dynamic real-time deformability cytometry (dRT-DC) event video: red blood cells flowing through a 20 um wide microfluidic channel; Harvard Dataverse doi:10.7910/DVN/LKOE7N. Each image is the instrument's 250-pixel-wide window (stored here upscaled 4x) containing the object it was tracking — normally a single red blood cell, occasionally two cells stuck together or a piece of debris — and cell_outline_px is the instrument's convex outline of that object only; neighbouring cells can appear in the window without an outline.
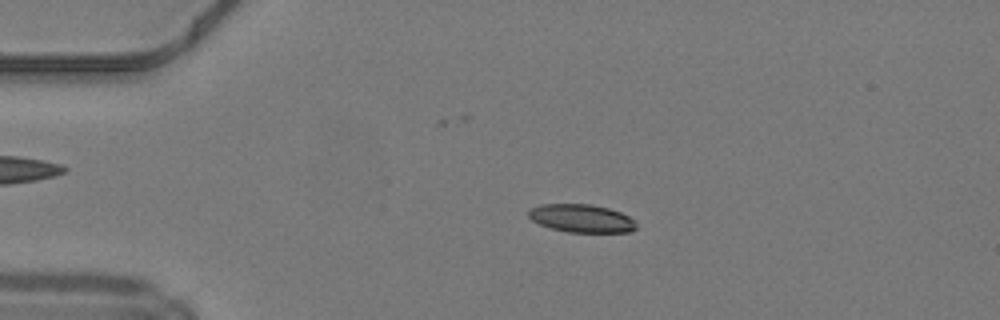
{"species": "common noctule bat (a hibernating species)", "species_latin": "Nyctalus noctula", "temperature_condition": "warm", "stored_images_in_passage": 49, "camera_frame_rate_fps": 3000, "um_per_image_px": 0.085, "animal": {"sex": "male", "body_mass_g": 19.2, "forearm_length_mm": 51.8}, "frame": {"image": 1, "passage_image": 11, "time_ms": 3.333, "image_size_px": [1000, 320], "cell_outline_px": [[636, 228], [632, 232], [568, 232], [552, 228], [540, 224], [532, 220], [528, 216], [528, 212], [532, 208], [540, 204], [592, 204], [608, 208], [620, 212], [628, 216], [636, 224]], "centroid_in_image_um": [49.43, 18.56], "position_along_channel_um": 35.6, "area_um2": 17.51}}
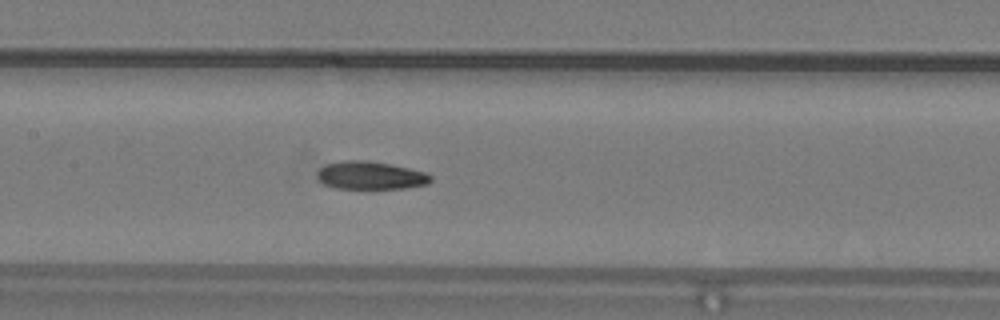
{"frame": {"image": 2, "passage_image": 24, "time_ms": 7.667, "image_size_px": [1000, 320], "cell_outline_px": [[432, 180], [428, 184], [404, 188], [336, 188], [324, 184], [316, 176], [316, 172], [320, 168], [328, 164], [344, 160], [368, 160], [408, 168], [424, 172], [432, 176]], "centroid_in_image_um": [31.48, 14.91], "position_along_channel_um": 175.9, "area_um2": 18.32}}
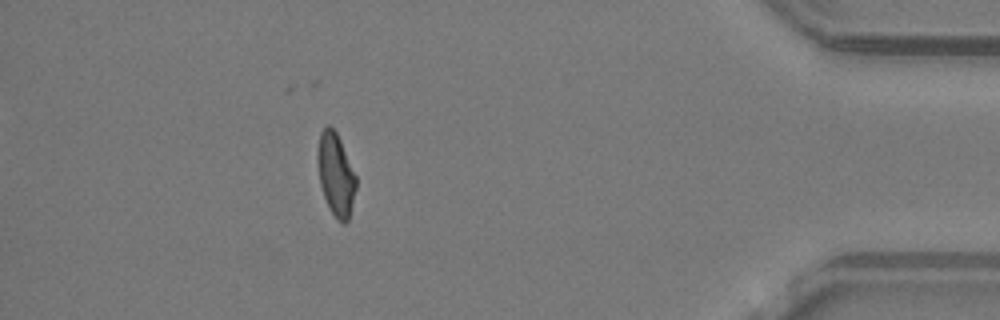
{"frame": {"image": 3, "passage_image": 44, "time_ms": 14.333, "image_size_px": [1000, 320], "cell_outline_px": [[356, 188], [348, 220], [344, 224], [336, 220], [324, 196], [320, 184], [316, 160], [316, 156], [320, 132], [328, 124], [336, 132], [340, 140], [356, 176]], "centroid_in_image_um": [28.52, 14.82], "position_along_channel_um": 406.7, "area_um2": 18.38}, "authors_computed_cell_mechanics": {"area_um2": 18.6694, "velocity_mm_per_s": 4.2202, "shape_relaxation_time_tau1_ms": 9.6746, "shape_relaxation_time_tau2_ms": 3.3601, "deformation_change_tau1": 0.2544, "deformation_change_tau2": 0.1045}}